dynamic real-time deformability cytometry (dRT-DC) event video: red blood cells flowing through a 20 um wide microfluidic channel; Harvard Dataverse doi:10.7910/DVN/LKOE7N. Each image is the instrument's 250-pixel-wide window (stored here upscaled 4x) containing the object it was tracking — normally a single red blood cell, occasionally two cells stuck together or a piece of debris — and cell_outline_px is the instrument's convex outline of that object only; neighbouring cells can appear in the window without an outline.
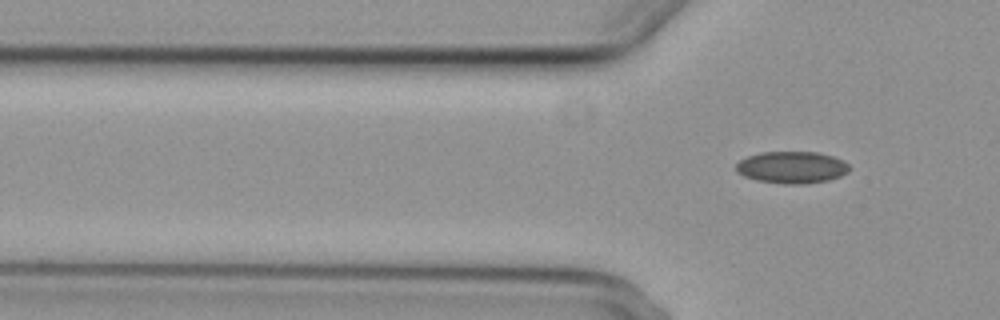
{"species": "common noctule bat (a hibernating species)", "species_latin": "Nyctalus noctula", "temperature_condition": "cold", "stored_images_in_passage": 5, "segment_of_instrument_passage": [2, 2], "camera_frame_rate_fps": 3000, "um_per_image_px": 0.085, "animal": {"sex": "female", "body_mass_g": 29.2, "forearm_length_mm": 56.3}, "frame": {"image": 1, "passage_image": 5, "time_ms": 5.667, "image_size_px": [1000, 320], "cell_outline_px": [[852, 168], [848, 172], [840, 176], [828, 180], [804, 184], [784, 184], [756, 180], [744, 176], [736, 172], [736, 164], [740, 160], [748, 156], [760, 152], [816, 152], [832, 156], [848, 164]], "centroid_in_image_um": [67.29, 14.23], "position_along_channel_um": 58.5, "area_um2": 21.1}}